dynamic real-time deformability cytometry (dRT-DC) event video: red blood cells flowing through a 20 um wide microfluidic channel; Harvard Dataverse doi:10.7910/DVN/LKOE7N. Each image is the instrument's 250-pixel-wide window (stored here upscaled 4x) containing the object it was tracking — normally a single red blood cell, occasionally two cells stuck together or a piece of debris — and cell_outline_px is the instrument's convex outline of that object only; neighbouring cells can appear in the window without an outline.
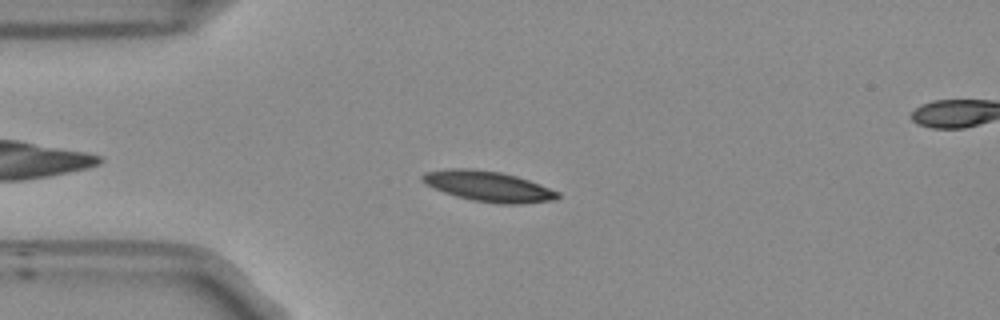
{"species": "Egyptian fruit bat (a non-hibernating species)", "species_latin": "Rousettus aegyptiacus", "temperature_condition": "room temperature", "stored_images_in_passage": 45, "segment_of_instrument_passage": [1, 2], "camera_frame_rate_fps": 3000, "um_per_image_px": 0.085, "frame": {"image": 1, "passage_image": 3, "time_ms": 0.667, "image_size_px": [1000, 320], "cell_outline_px": [[560, 196], [556, 200], [520, 204], [500, 204], [472, 200], [456, 196], [444, 192], [428, 184], [420, 176], [424, 172], [452, 168], [472, 168], [500, 172], [516, 176], [540, 184], [560, 192]], "centroid_in_image_um": [41.56, 15.84], "position_along_channel_um": 43.4, "area_um2": 23.87}}
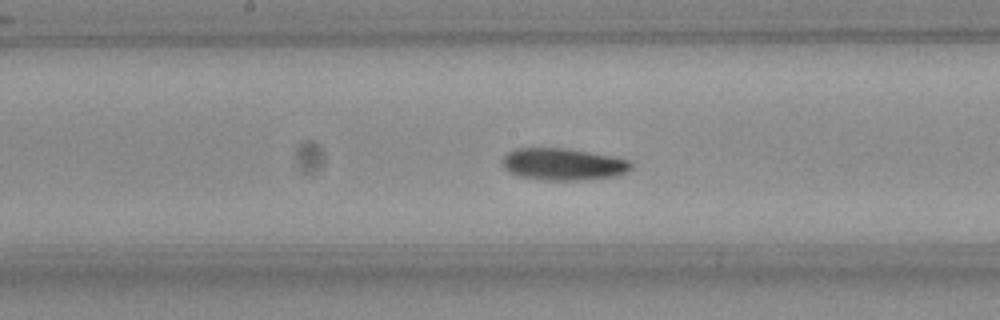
{"frame": {"image": 2, "passage_image": 17, "time_ms": 5.333, "image_size_px": [1000, 320], "cell_outline_px": [[632, 168], [628, 172], [616, 176], [580, 180], [544, 180], [516, 176], [508, 172], [500, 164], [500, 160], [508, 152], [516, 148], [568, 148], [616, 156], [628, 160], [632, 164]], "centroid_in_image_um": [47.85, 13.95], "position_along_channel_um": 200.4, "area_um2": 24.51}}
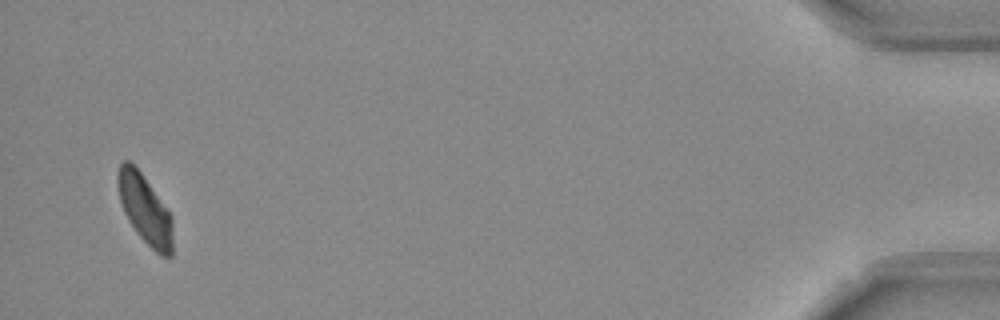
{"frame": {"image": 3, "passage_image": 42, "time_ms": 13.667, "image_size_px": [1000, 320], "cell_outline_px": [[172, 256], [160, 256], [136, 232], [128, 220], [124, 212], [120, 200], [116, 184], [116, 172], [120, 164], [124, 160], [128, 160], [140, 172], [172, 216]], "centroid_in_image_um": [12.29, 17.78], "position_along_channel_um": 422.9, "area_um2": 21.91}}